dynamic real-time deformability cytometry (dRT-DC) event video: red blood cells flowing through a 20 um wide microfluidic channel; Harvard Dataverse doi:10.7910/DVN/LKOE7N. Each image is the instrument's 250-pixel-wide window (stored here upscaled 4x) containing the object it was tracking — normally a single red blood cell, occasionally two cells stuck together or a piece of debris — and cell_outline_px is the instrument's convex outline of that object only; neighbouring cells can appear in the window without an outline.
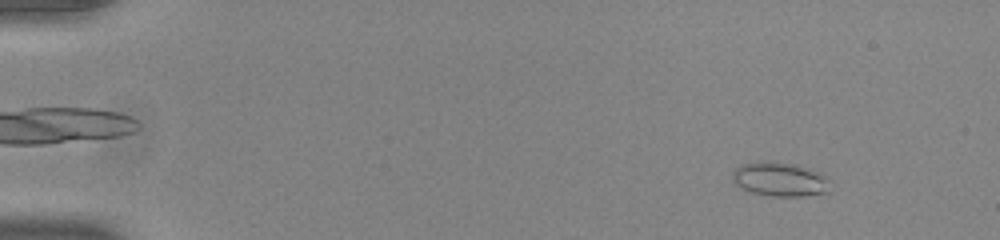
{"species": "common noctule bat (a hibernating species)", "species_latin": "Nyctalus noctula", "temperature_condition": "room temperature", "stored_images_in_passage": 54, "camera_frame_rate_fps": 3000, "um_per_image_px": 0.085, "animal": {"sex": "male", "body_mass_g": 20.0, "forearm_length_mm": 53.3}, "frame": {"image": 1, "passage_image": 6, "time_ms": 1.667, "image_size_px": [1000, 240], "cell_outline_px": [[832, 180], [828, 192], [804, 196], [772, 196], [752, 192], [736, 184], [732, 180], [732, 172], [740, 164], [760, 160], [772, 160], [796, 164], [812, 168], [820, 172]], "centroid_in_image_um": [66.33, 15.2], "position_along_channel_um": 18.7, "area_um2": 20.0}}
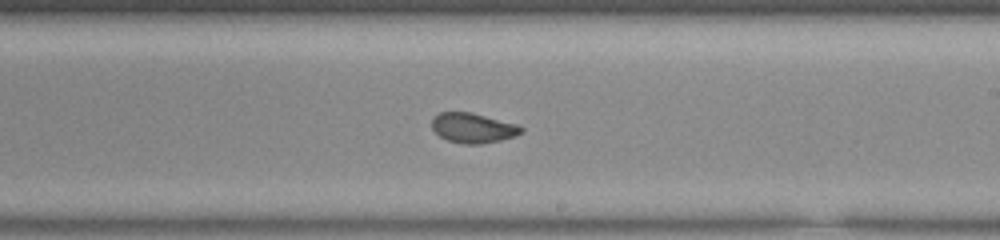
{"frame": {"image": 2, "passage_image": 33, "time_ms": 10.667, "image_size_px": [1000, 240], "cell_outline_px": [[524, 132], [516, 136], [500, 140], [480, 144], [464, 144], [448, 140], [440, 136], [432, 128], [432, 120], [440, 112], [472, 112], [516, 124], [524, 128]], "centroid_in_image_um": [40.24, 10.87], "position_along_channel_um": 248.8, "area_um2": 15.49}}
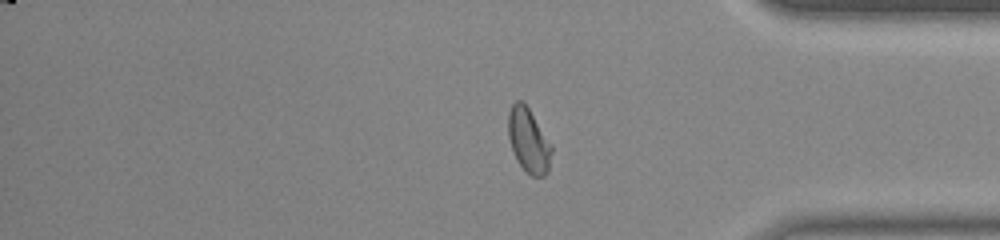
{"frame": {"image": 3, "passage_image": 45, "time_ms": 14.667, "image_size_px": [1000, 240], "cell_outline_px": [[552, 152], [548, 172], [544, 176], [532, 176], [516, 160], [508, 136], [508, 112], [512, 104], [516, 100], [520, 100], [528, 108], [552, 144]], "centroid_in_image_um": [44.93, 11.94], "position_along_channel_um": 390.3, "area_um2": 16.13}, "authors_computed_cell_mechanics": {"area_um2": 16.5886, "velocity_mm_per_s": 3.896, "shape_relaxation_time_tau1_ms": null, "shape_relaxation_time_tau2_ms": 1.2359, "deformation_change_tau1": null, "deformation_change_tau2": 0.0683}}